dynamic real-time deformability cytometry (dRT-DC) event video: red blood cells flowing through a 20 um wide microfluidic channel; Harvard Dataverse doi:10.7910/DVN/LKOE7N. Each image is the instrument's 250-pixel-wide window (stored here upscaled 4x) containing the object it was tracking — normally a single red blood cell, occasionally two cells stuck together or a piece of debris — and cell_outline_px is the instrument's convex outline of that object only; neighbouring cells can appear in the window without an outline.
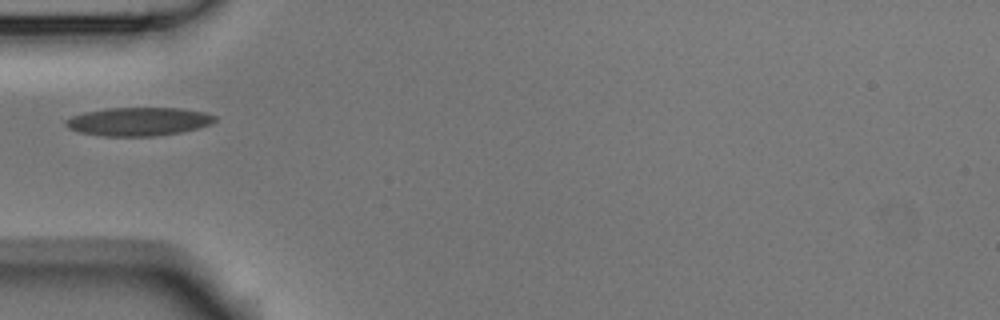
{"species": "Egyptian fruit bat (a non-hibernating species)", "species_latin": "Rousettus aegyptiacus", "temperature_condition": "room temperature", "stored_images_in_passage": 1, "camera_frame_rate_fps": 3000, "um_per_image_px": 0.085, "animal": {"sex": "male"}, "frame": {"image": 1, "passage_image": 1, "time_ms": 0.0, "image_size_px": [1000, 320], "cell_outline_px": [[216, 120], [212, 124], [180, 132], [156, 136], [104, 136], [80, 132], [68, 128], [64, 124], [64, 120], [72, 116], [84, 112], [108, 108], [180, 108], [204, 112], [216, 116]], "centroid_in_image_um": [11.76, 10.33], "position_along_channel_um": 73.2, "area_um2": 24.68}}